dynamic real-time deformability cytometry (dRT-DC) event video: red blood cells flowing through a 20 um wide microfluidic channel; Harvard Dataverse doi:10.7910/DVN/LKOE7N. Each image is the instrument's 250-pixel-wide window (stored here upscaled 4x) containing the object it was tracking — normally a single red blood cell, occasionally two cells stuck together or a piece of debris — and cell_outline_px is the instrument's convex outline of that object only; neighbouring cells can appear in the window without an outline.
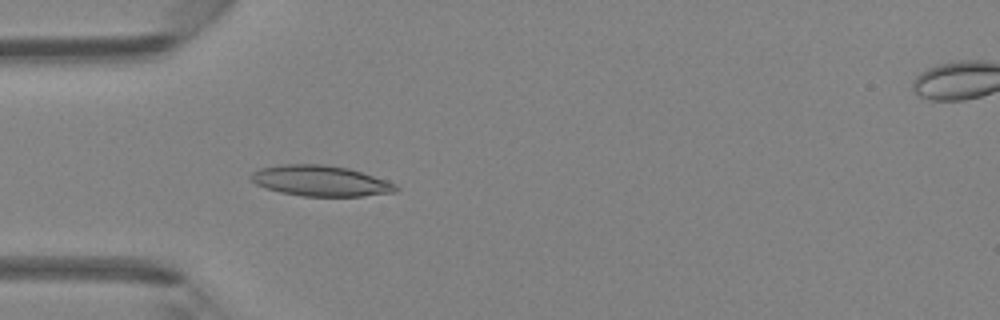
{"species": "Egyptian fruit bat (a non-hibernating species)", "species_latin": "Rousettus aegyptiacus", "temperature_condition": "room temperature", "stored_images_in_passage": 5, "camera_frame_rate_fps": 3000, "um_per_image_px": 0.085, "animal": {"sex": "female"}, "frame": {"image": 1, "passage_image": 4, "time_ms": 3.667, "image_size_px": [1000, 320], "cell_outline_px": [[400, 188], [396, 192], [364, 196], [304, 196], [280, 192], [264, 188], [256, 184], [248, 176], [252, 172], [260, 168], [280, 164], [324, 164], [348, 168], [388, 180], [396, 184]], "centroid_in_image_um": [27.25, 15.37], "position_along_channel_um": 57.7, "area_um2": 26.13}}